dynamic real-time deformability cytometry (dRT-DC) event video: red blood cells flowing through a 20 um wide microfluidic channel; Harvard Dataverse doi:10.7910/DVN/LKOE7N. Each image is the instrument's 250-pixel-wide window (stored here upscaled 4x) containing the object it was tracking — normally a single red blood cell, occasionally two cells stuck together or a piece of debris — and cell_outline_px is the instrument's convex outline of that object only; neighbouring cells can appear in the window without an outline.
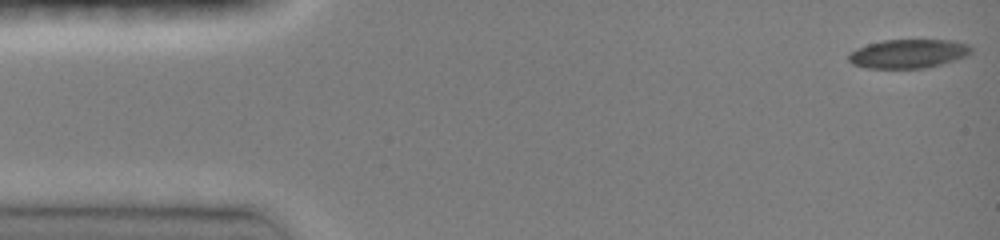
{"species": "common noctule bat (a hibernating species)", "species_latin": "Nyctalus noctula", "temperature_condition": "room temperature", "stored_images_in_passage": 47, "camera_frame_rate_fps": 3000, "um_per_image_px": 0.085, "animal": {"sex": "female", "body_mass_g": 19.0, "forearm_length_mm": 51.5}, "frame": {"image": 1, "passage_image": 1, "time_ms": 0.0, "image_size_px": [1000, 240], "cell_outline_px": [[972, 52], [956, 60], [924, 68], [868, 68], [852, 64], [848, 60], [848, 56], [856, 48], [868, 44], [884, 40], [952, 40], [968, 44], [972, 48]], "centroid_in_image_um": [77.21, 4.56], "position_along_channel_um": 7.8, "area_um2": 20.52}}
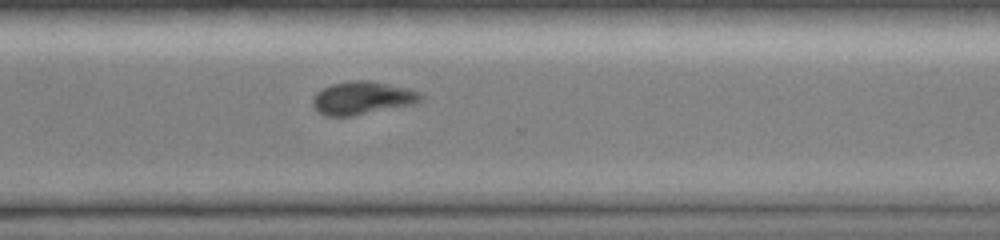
{"frame": {"image": 2, "passage_image": 34, "time_ms": 11.0, "image_size_px": [1000, 240], "cell_outline_px": [[424, 96], [420, 100], [412, 104], [352, 116], [324, 116], [312, 104], [312, 100], [316, 92], [332, 84], [352, 80], [368, 80], [408, 88], [424, 92]], "centroid_in_image_um": [30.81, 8.32], "position_along_channel_um": 339.8, "area_um2": 20.69}}
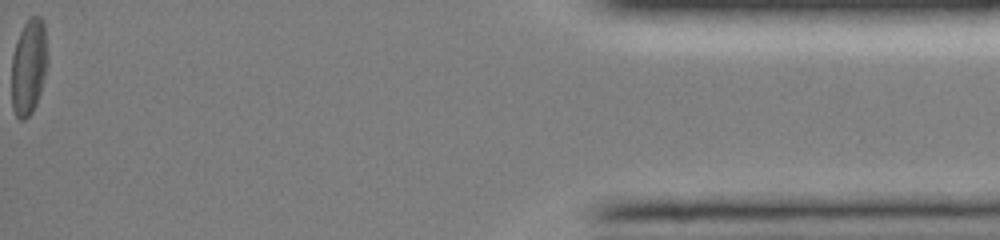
{"frame": {"image": 3, "passage_image": 47, "time_ms": 15.333, "image_size_px": [1000, 240], "cell_outline_px": [[48, 56], [44, 76], [40, 92], [36, 104], [32, 112], [24, 120], [20, 120], [16, 116], [12, 108], [12, 56], [16, 40], [28, 16], [40, 16], [44, 20]], "centroid_in_image_um": [2.44, 5.64], "position_along_channel_um": 432.8, "area_um2": 20.29}, "authors_computed_cell_mechanics": {"area_um2": 21.1548, "velocity_mm_per_s": 4.0953, "shape_relaxation_time_tau1_ms": 11.3355, "shape_relaxation_time_tau2_ms": 4.5706, "deformation_change_tau1": 0.2346, "deformation_change_tau2": 0.1087}}